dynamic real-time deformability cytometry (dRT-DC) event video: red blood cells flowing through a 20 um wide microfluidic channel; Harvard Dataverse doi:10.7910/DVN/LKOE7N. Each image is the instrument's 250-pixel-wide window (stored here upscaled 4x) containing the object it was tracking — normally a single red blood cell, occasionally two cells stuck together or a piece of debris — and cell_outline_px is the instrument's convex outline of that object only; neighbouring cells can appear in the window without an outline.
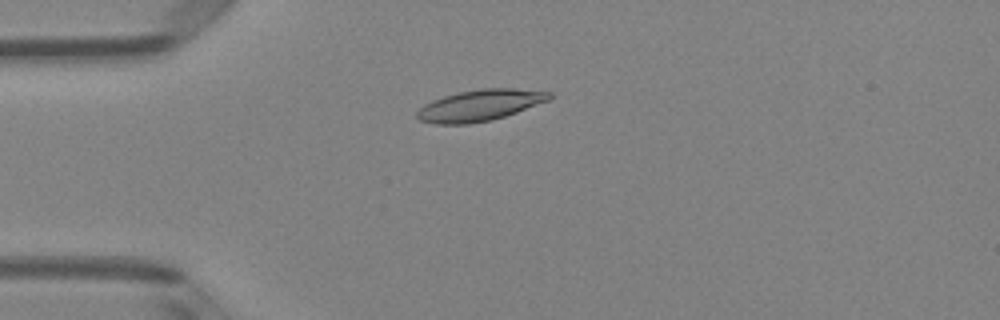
{"species": "Egyptian fruit bat (a non-hibernating species)", "species_latin": "Rousettus aegyptiacus", "temperature_condition": "room temperature", "stored_images_in_passage": 51, "camera_frame_rate_fps": 3000, "um_per_image_px": 0.085, "animal": {"sex": "female"}, "frame": {"image": 1, "passage_image": 13, "time_ms": 4.0, "image_size_px": [1000, 320], "cell_outline_px": [[552, 96], [548, 100], [516, 112], [492, 120], [468, 124], [436, 124], [420, 120], [416, 116], [416, 112], [424, 104], [432, 100], [444, 96], [460, 92], [484, 88], [516, 88], [552, 92]], "centroid_in_image_um": [40.77, 8.95], "position_along_channel_um": 44.2, "area_um2": 23.93}}
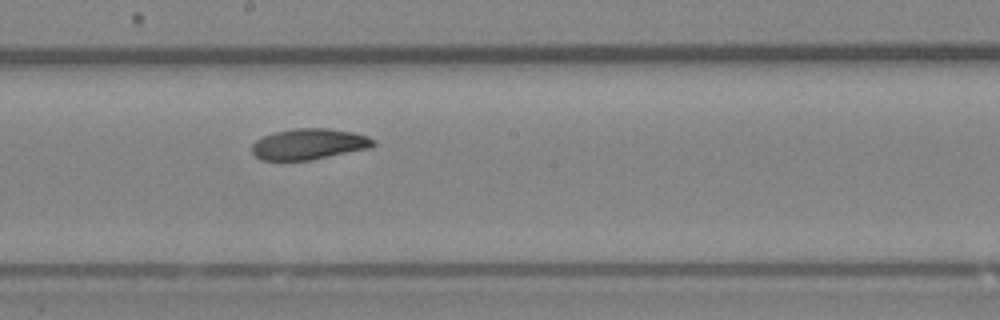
{"frame": {"image": 2, "passage_image": 28, "time_ms": 9.0, "image_size_px": [1000, 320], "cell_outline_px": [[376, 144], [372, 148], [308, 160], [260, 160], [252, 152], [252, 144], [256, 140], [272, 132], [292, 128], [328, 128], [352, 132], [368, 136], [376, 140]], "centroid_in_image_um": [26.28, 12.24], "position_along_channel_um": 221.9, "area_um2": 22.02}}
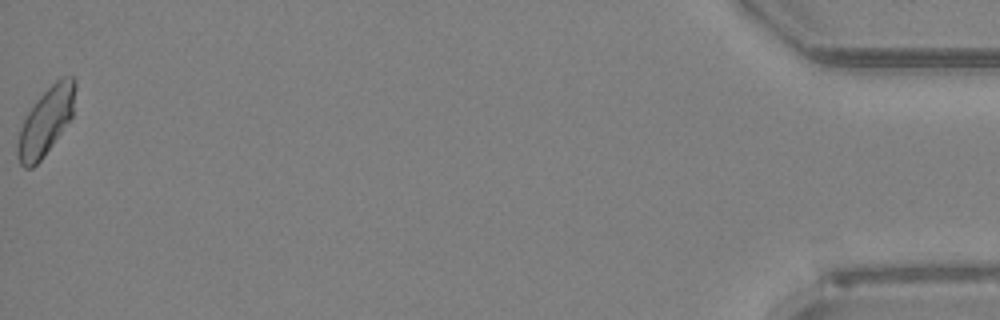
{"frame": {"image": 3, "passage_image": 51, "time_ms": 16.667, "image_size_px": [1000, 320], "cell_outline_px": [[76, 88], [72, 116], [44, 156], [32, 168], [24, 168], [20, 164], [16, 156], [16, 144], [20, 128], [24, 116], [36, 100], [60, 76], [72, 76], [76, 80]], "centroid_in_image_um": [3.87, 10.31], "position_along_channel_um": 431.3, "area_um2": 22.72}, "authors_computed_cell_mechanics": {"area_um2": 22.4842, "velocity_mm_per_s": 3.9921, "shape_relaxation_time_tau1_ms": 4.8213, "shape_relaxation_time_tau2_ms": 5.3685, "deformation_change_tau1": 0.1232, "deformation_change_tau2": 0.1004}}